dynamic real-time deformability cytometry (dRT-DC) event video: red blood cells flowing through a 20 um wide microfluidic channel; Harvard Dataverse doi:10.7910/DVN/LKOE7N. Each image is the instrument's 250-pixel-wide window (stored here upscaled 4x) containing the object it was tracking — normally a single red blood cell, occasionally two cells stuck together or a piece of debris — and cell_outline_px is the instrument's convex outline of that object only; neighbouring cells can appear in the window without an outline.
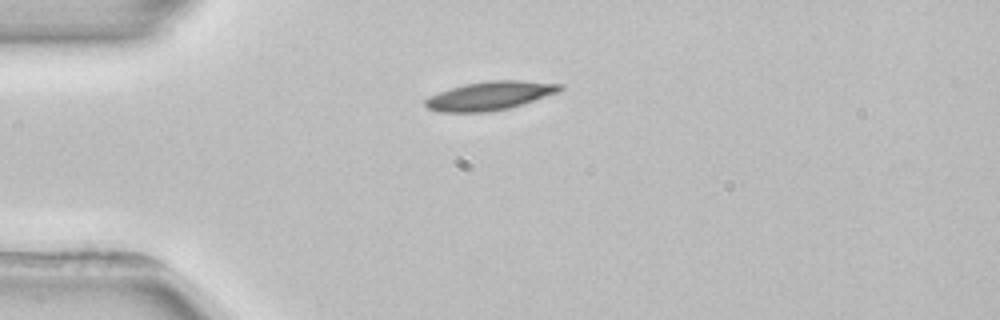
{"species": "common noctule bat (a hibernating species)", "species_latin": "Nyctalus noctula", "temperature_condition": "room temperature", "stored_images_in_passage": 2, "camera_frame_rate_fps": 3000, "um_per_image_px": 0.085, "animal": {"sex": "female", "body_mass_g": 22.7, "forearm_length_mm": 54.2}, "frame": {"image": 1, "passage_image": 1, "time_ms": 0.0, "image_size_px": [1000, 320], "cell_outline_px": [[564, 88], [556, 92], [508, 108], [488, 112], [440, 112], [428, 108], [424, 104], [424, 100], [440, 92], [464, 84], [488, 80], [520, 80], [564, 84]], "centroid_in_image_um": [41.63, 8.13], "position_along_channel_um": 43.4, "area_um2": 22.08}}